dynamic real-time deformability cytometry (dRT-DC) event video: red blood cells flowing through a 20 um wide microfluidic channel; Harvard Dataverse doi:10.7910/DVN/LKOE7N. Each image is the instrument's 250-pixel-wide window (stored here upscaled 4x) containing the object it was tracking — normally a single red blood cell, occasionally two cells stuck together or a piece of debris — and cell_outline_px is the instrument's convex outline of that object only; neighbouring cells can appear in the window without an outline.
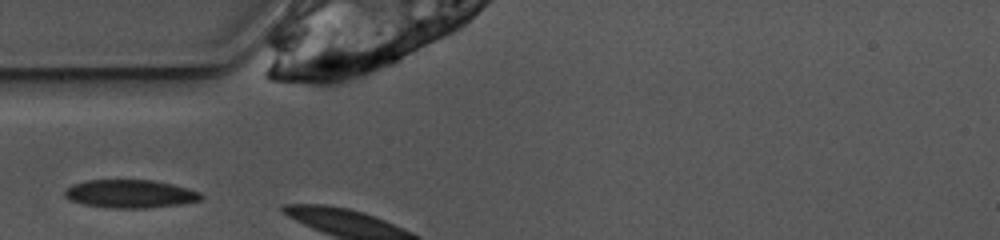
{"species": "common noctule bat (a hibernating species)", "species_latin": "Nyctalus noctula", "temperature_condition": "warm", "stored_images_in_passage": 2, "camera_frame_rate_fps": 3000, "um_per_image_px": 0.085, "animal": {"sex": "female", "body_mass_g": 10.0, "forearm_length_mm": 53.1}, "frame": {"image": 1, "passage_image": 1, "time_ms": 0.0, "image_size_px": [1000, 240], "cell_outline_px": [[204, 196], [200, 200], [184, 204], [148, 208], [108, 208], [84, 204], [68, 200], [64, 196], [64, 192], [72, 184], [88, 180], [152, 180], [172, 184], [188, 188], [200, 192]], "centroid_in_image_um": [11.08, 16.48], "position_along_channel_um": 73.9, "area_um2": 22.54}}